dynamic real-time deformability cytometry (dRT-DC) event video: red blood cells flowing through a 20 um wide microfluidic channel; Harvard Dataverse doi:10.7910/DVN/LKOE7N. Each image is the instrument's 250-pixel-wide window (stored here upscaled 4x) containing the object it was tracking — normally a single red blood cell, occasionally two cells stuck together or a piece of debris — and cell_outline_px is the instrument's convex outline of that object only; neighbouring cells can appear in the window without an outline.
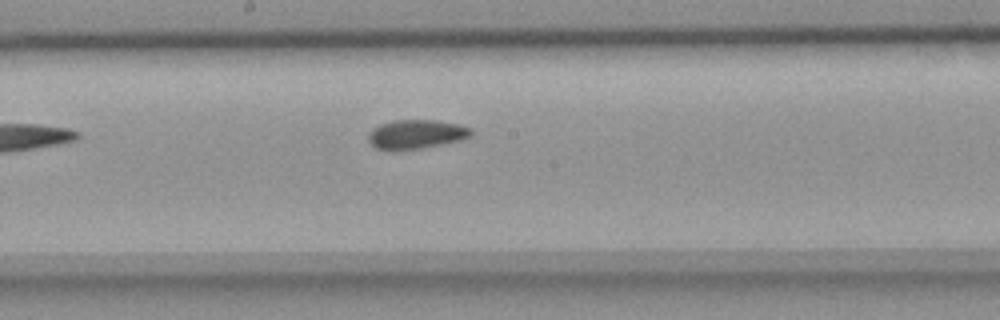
{"species": "common noctule bat (a hibernating species)", "species_latin": "Nyctalus noctula", "temperature_condition": "room temperature", "stored_images_in_passage": 5, "camera_frame_rate_fps": 3000, "um_per_image_px": 0.085, "animal": {"sex": "female", "body_mass_g": 18.4}, "frame": {"image": 1, "passage_image": 5, "time_ms": 1.333, "image_size_px": [1000, 320], "cell_outline_px": [[472, 136], [460, 140], [420, 148], [376, 148], [368, 140], [368, 136], [372, 128], [380, 124], [392, 120], [436, 120], [460, 124], [472, 128]], "centroid_in_image_um": [35.42, 11.37], "position_along_channel_um": 212.8, "area_um2": 17.05}}